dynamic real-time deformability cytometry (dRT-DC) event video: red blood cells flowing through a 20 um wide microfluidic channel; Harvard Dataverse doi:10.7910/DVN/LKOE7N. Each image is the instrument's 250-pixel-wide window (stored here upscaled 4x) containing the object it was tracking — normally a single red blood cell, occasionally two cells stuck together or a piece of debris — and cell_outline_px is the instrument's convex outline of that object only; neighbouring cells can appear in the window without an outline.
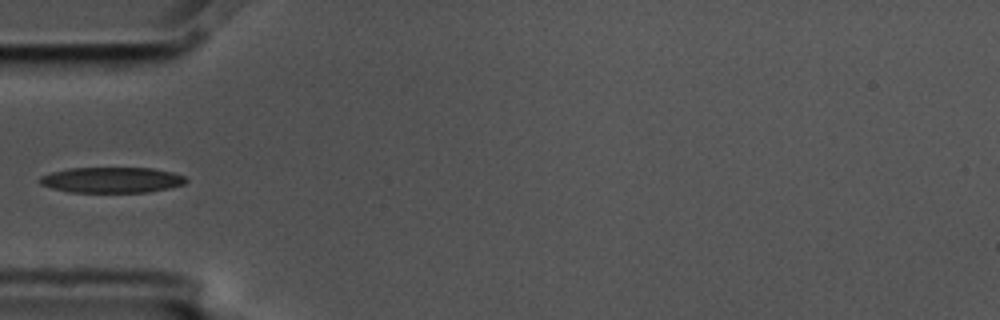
{"species": "common noctule bat (a hibernating species)", "species_latin": "Nyctalus noctula", "temperature_condition": "cold", "stored_images_in_passage": 9, "camera_frame_rate_fps": 3000, "um_per_image_px": 0.085, "animal": {"sex": "male", "body_mass_g": 17.5, "forearm_length_mm": 52.3}, "frame": {"image": 1, "passage_image": 4, "time_ms": 1.0, "image_size_px": [1000, 320], "cell_outline_px": [[188, 180], [184, 184], [168, 188], [148, 192], [68, 192], [52, 188], [40, 184], [36, 180], [40, 176], [52, 172], [68, 168], [152, 168], [172, 172], [184, 176]], "centroid_in_image_um": [9.46, 15.29], "position_along_channel_um": 75.5, "area_um2": 21.91}}